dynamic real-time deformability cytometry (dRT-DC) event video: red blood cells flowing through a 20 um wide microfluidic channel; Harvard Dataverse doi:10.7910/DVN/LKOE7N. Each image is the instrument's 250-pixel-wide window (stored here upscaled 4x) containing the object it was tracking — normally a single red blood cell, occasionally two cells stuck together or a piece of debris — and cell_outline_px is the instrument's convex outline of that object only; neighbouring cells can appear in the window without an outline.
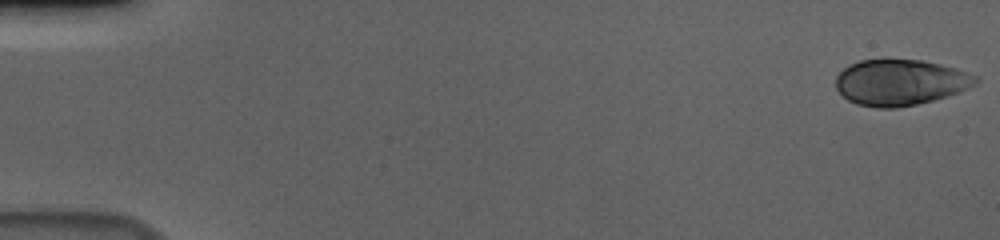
{"species": "human", "species_latin": "Homo sapiens", "temperature_condition": "cold", "stored_images_in_passage": 57, "camera_frame_rate_fps": 3000, "um_per_image_px": 0.085, "donor": {"sex": "male"}, "frame": {"image": 1, "passage_image": 1, "time_ms": 0.0, "image_size_px": [1000, 240], "cell_outline_px": [[980, 80], [976, 84], [960, 92], [932, 100], [916, 104], [896, 108], [876, 108], [856, 104], [848, 100], [836, 88], [836, 76], [844, 68], [860, 60], [920, 60], [940, 64], [956, 68], [980, 76]], "centroid_in_image_um": [76.55, 7.01], "position_along_channel_um": 8.4, "area_um2": 37.4}}
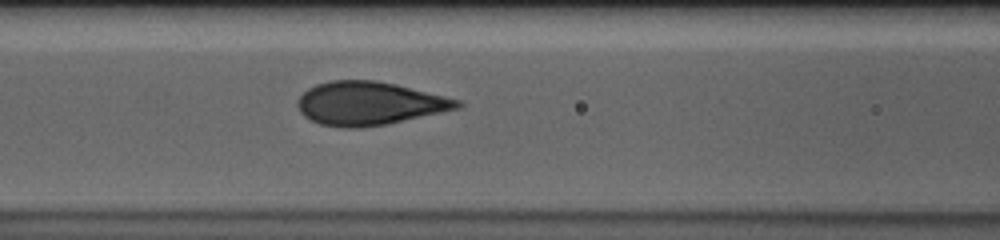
{"frame": {"image": 2, "passage_image": 25, "time_ms": 8.0, "image_size_px": [1000, 240], "cell_outline_px": [[464, 104], [460, 108], [384, 124], [360, 128], [344, 128], [320, 124], [304, 116], [300, 112], [296, 104], [296, 100], [308, 88], [316, 84], [332, 80], [376, 80], [396, 84], [460, 100]], "centroid_in_image_um": [31.35, 8.78], "position_along_channel_um": 135.3, "area_um2": 40.17}}
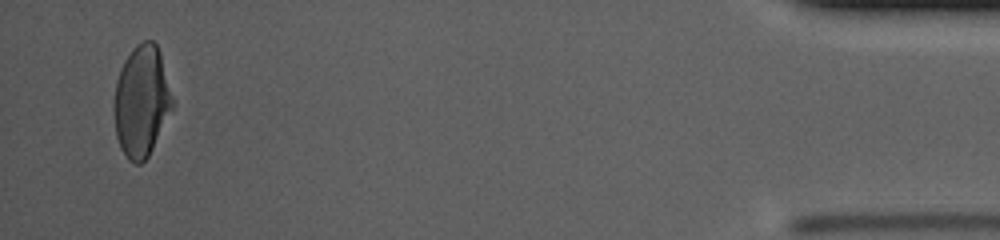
{"frame": {"image": 3, "passage_image": 55, "time_ms": 18.0, "image_size_px": [1000, 240], "cell_outline_px": [[172, 108], [148, 156], [140, 164], [136, 164], [128, 160], [120, 148], [116, 136], [112, 108], [112, 104], [116, 84], [124, 60], [132, 48], [136, 44], [144, 40], [152, 40], [156, 44], [160, 52], [172, 100]], "centroid_in_image_um": [11.98, 8.61], "position_along_channel_um": 423.2, "area_um2": 37.51}, "authors_computed_cell_mechanics": {"area_um2": 39.593, "velocity_mm_per_s": 3.6528, "shape_relaxation_time_tau1_ms": 4.339, "shape_relaxation_time_tau2_ms": null, "deformation_change_tau1": 0.1706, "deformation_change_tau2": null}}